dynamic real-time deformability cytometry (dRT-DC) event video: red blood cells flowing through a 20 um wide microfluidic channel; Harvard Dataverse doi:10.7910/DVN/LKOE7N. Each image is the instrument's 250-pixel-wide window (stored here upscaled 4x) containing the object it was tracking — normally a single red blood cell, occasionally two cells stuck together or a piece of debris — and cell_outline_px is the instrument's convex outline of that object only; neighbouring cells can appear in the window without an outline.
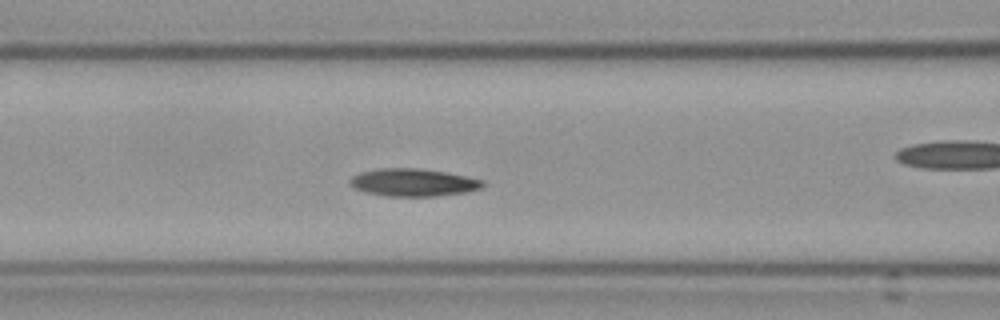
{"species": "Egyptian fruit bat (a non-hibernating species)", "species_latin": "Rousettus aegyptiacus", "temperature_condition": "cold", "stored_images_in_passage": 45, "camera_frame_rate_fps": 3000, "um_per_image_px": 0.085, "frame": {"image": 1, "passage_image": 20, "time_ms": 6.333, "image_size_px": [1000, 320], "cell_outline_px": [[484, 184], [480, 188], [464, 192], [436, 196], [388, 196], [364, 192], [356, 188], [348, 180], [352, 176], [360, 172], [380, 168], [416, 168], [448, 172], [484, 180]], "centroid_in_image_um": [35.12, 15.5], "position_along_channel_um": 131.5, "area_um2": 21.27}, "authors_computed_cell_mechanics": {"area_um2": 20.808, "velocity_mm_per_s": 3.5787, "shape_relaxation_time_tau1_ms": 5.3266, "shape_relaxation_time_tau2_ms": 3.3843, "deformation_change_tau1": 0.1167, "deformation_change_tau2": 0.0803}}